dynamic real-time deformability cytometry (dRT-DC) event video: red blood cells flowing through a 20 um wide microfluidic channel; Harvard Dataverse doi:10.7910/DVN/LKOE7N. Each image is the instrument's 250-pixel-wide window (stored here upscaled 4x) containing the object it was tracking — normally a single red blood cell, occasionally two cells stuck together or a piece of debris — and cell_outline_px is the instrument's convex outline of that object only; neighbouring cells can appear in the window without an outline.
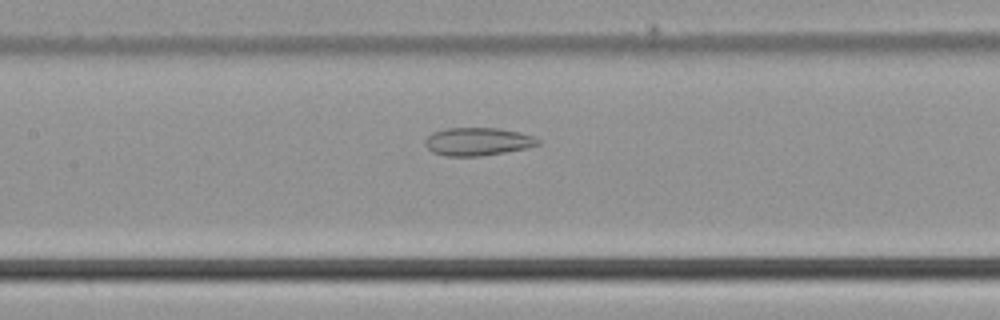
{"species": "common noctule bat (a hibernating species)", "species_latin": "Nyctalus noctula", "temperature_condition": "cold", "stored_images_in_passage": 34, "camera_frame_rate_fps": 3000, "um_per_image_px": 0.085, "animal": {"sex": "male", "body_mass_g": 21.5, "forearm_length_mm": 52.0}, "frame": {"image": 1, "passage_image": 10, "time_ms": 3.0, "image_size_px": [1000, 320], "cell_outline_px": [[540, 144], [528, 148], [480, 156], [444, 156], [432, 152], [424, 144], [424, 140], [432, 132], [448, 128], [500, 128], [520, 132], [532, 136], [540, 140]], "centroid_in_image_um": [40.59, 12.03], "position_along_channel_um": 166.8, "area_um2": 18.5}}
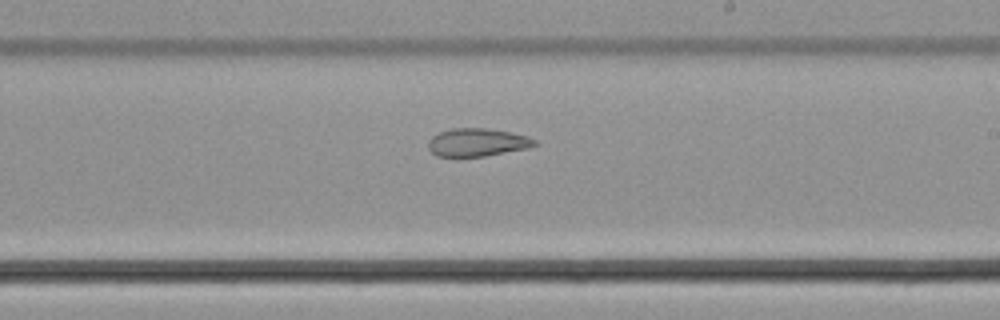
{"frame": {"image": 2, "passage_image": 16, "time_ms": 5.0, "image_size_px": [1000, 320], "cell_outline_px": [[540, 144], [528, 148], [484, 156], [436, 156], [428, 148], [428, 140], [432, 136], [440, 132], [452, 128], [488, 128], [512, 132], [528, 136], [536, 140]], "centroid_in_image_um": [40.6, 12.09], "position_along_channel_um": 248.4, "area_um2": 17.46}}
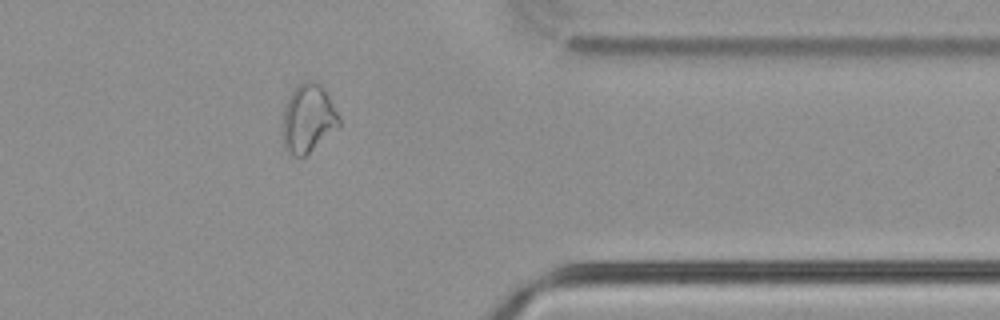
{"frame": {"image": 3, "passage_image": 27, "time_ms": 8.667, "image_size_px": [1000, 320], "cell_outline_px": [[340, 128], [304, 156], [292, 156], [284, 148], [284, 104], [292, 92], [304, 80], [316, 80], [320, 84], [332, 100], [340, 116]], "centroid_in_image_um": [26.24, 10.06], "position_along_channel_um": 385.2, "area_um2": 22.6}}